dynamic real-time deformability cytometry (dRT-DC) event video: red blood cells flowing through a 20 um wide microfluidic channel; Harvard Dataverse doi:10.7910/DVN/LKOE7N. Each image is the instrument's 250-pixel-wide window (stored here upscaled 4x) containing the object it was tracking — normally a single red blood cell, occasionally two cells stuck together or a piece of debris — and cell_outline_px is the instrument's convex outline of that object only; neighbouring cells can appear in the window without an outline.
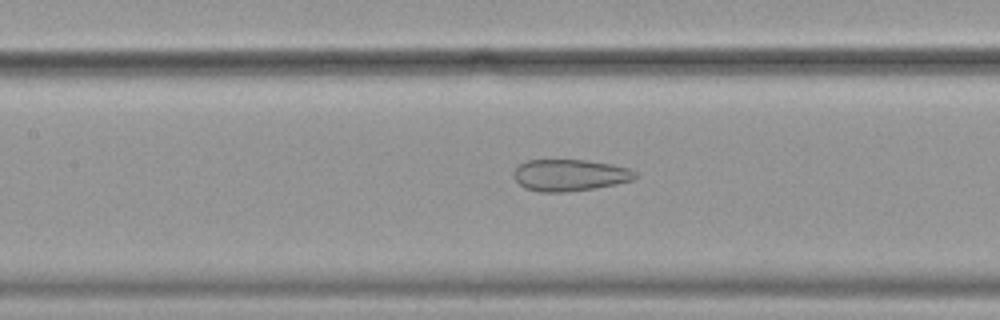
{"species": "common noctule bat (a hibernating species)", "species_latin": "Nyctalus noctula", "temperature_condition": "cold", "stored_images_in_passage": 50, "camera_frame_rate_fps": 3000, "um_per_image_px": 0.085, "animal": {"sex": "female", "body_mass_g": 19.9}, "frame": {"image": 1, "passage_image": 20, "time_ms": 6.333, "image_size_px": [1000, 320], "cell_outline_px": [[636, 176], [632, 180], [616, 184], [592, 188], [564, 192], [540, 192], [524, 188], [512, 176], [512, 172], [524, 160], [584, 160], [612, 164], [628, 168], [636, 172]], "centroid_in_image_um": [48.39, 14.88], "position_along_channel_um": 159.0, "area_um2": 22.37}}
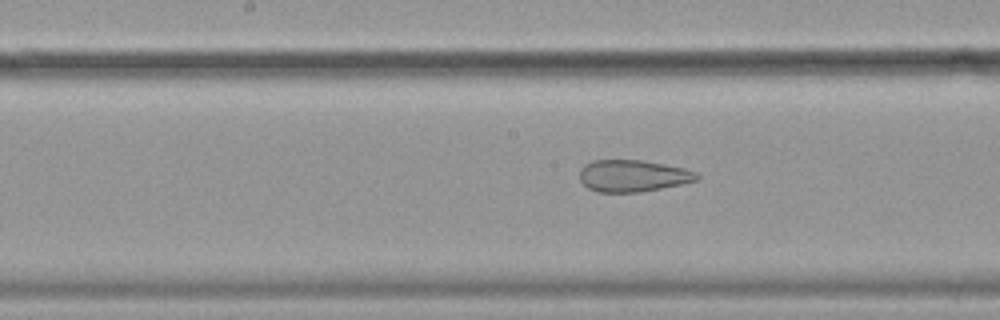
{"frame": {"image": 2, "passage_image": 23, "time_ms": 7.333, "image_size_px": [1000, 320], "cell_outline_px": [[700, 176], [696, 180], [680, 184], [640, 192], [596, 192], [588, 188], [580, 180], [580, 168], [584, 164], [592, 160], [644, 160], [684, 168], [696, 172]], "centroid_in_image_um": [53.75, 14.94], "position_along_channel_um": 194.4, "area_um2": 21.73}}
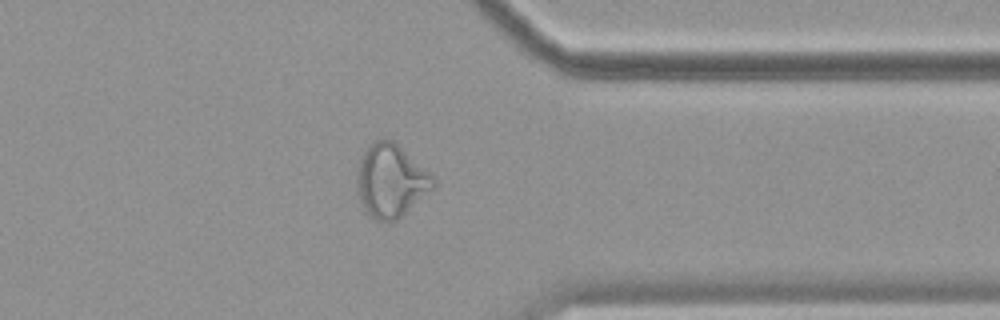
{"frame": {"image": 3, "passage_image": 39, "time_ms": 12.667, "image_size_px": [1000, 320], "cell_outline_px": [[436, 184], [432, 188], [396, 220], [376, 220], [364, 212], [360, 204], [356, 192], [356, 172], [360, 156], [376, 140], [392, 140], [428, 172], [436, 180]], "centroid_in_image_um": [33.14, 15.38], "position_along_channel_um": 378.3, "area_um2": 31.91}, "authors_computed_cell_mechanics": {"area_um2": 29.189, "velocity_mm_per_s": 3.5606, "shape_relaxation_time_tau1_ms": null, "shape_relaxation_time_tau2_ms": 1.9186, "deformation_change_tau1": null, "deformation_change_tau2": 0.1149}}